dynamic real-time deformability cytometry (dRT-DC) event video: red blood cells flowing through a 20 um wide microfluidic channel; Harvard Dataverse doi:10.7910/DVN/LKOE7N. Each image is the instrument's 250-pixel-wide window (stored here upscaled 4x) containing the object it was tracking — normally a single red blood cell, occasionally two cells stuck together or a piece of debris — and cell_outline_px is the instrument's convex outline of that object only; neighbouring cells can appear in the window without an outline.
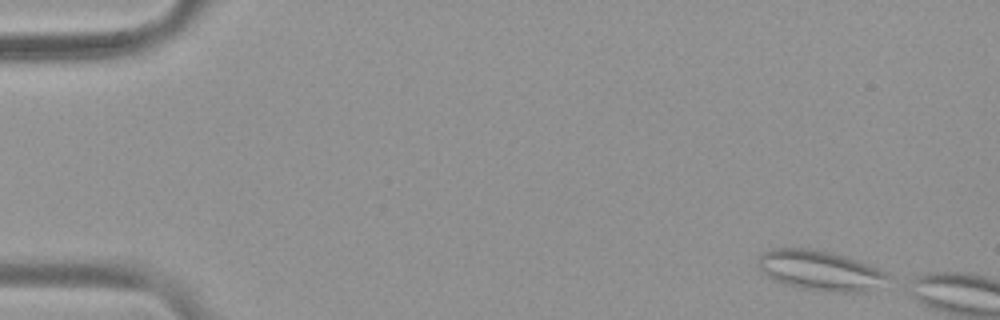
{"species": "common noctule bat (a hibernating species)", "species_latin": "Nyctalus noctula", "temperature_condition": "warm", "stored_images_in_passage": 5, "camera_frame_rate_fps": 3000, "um_per_image_px": 0.085, "animal": {"sex": "female", "body_mass_g": 19.9}, "frame": {"image": 1, "passage_image": 1, "time_ms": 0.0, "image_size_px": [1000, 320], "cell_outline_px": [[888, 276], [864, 292], [836, 292], [804, 288], [784, 284], [768, 276], [756, 264], [760, 256], [764, 252], [772, 248], [812, 248], [848, 256], [860, 260], [888, 272]], "centroid_in_image_um": [69.67, 22.95], "position_along_channel_um": 15.3, "area_um2": 29.77}}